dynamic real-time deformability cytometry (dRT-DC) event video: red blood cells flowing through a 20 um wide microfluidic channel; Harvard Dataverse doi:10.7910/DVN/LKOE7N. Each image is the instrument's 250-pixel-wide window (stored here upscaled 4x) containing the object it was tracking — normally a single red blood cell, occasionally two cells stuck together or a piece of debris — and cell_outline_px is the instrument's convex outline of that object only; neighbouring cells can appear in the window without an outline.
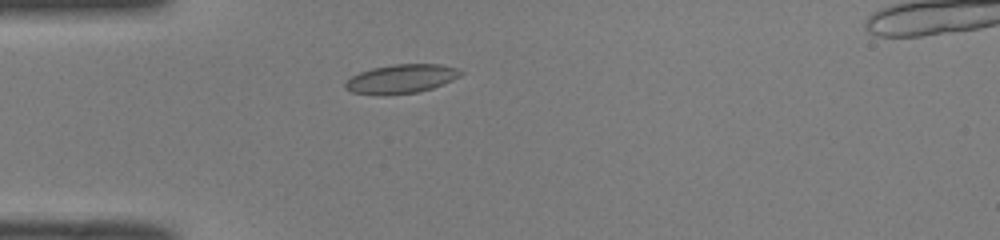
{"species": "common noctule bat (a hibernating species)", "species_latin": "Nyctalus noctula", "temperature_condition": "room temperature", "stored_images_in_passage": 37, "camera_frame_rate_fps": 3000, "um_per_image_px": 0.085, "animal": {"sex": "male", "body_mass_g": 19.0, "forearm_length_mm": 50.8}, "frame": {"image": 1, "passage_image": 1, "time_ms": 0.0, "image_size_px": [1000, 240], "cell_outline_px": [[464, 72], [460, 76], [452, 80], [432, 88], [416, 92], [352, 92], [344, 88], [344, 84], [352, 76], [360, 72], [372, 68], [392, 64], [440, 64], [456, 68]], "centroid_in_image_um": [34.16, 6.64], "position_along_channel_um": 50.8, "area_um2": 18.55}}
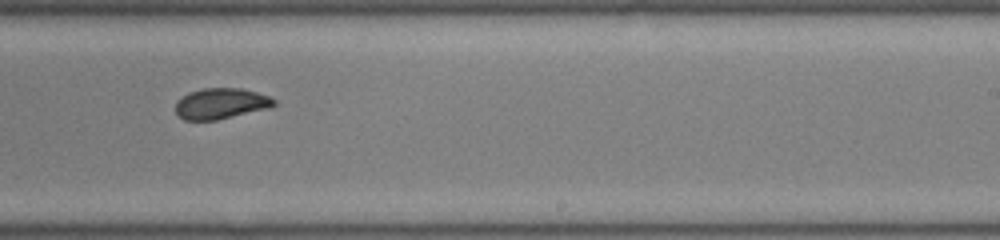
{"frame": {"image": 2, "passage_image": 18, "time_ms": 5.667, "image_size_px": [1000, 240], "cell_outline_px": [[276, 104], [268, 108], [216, 120], [184, 120], [176, 112], [176, 100], [188, 92], [204, 88], [240, 88], [256, 92], [268, 96], [276, 100]], "centroid_in_image_um": [18.75, 8.79], "position_along_channel_um": 270.2, "area_um2": 17.57}}
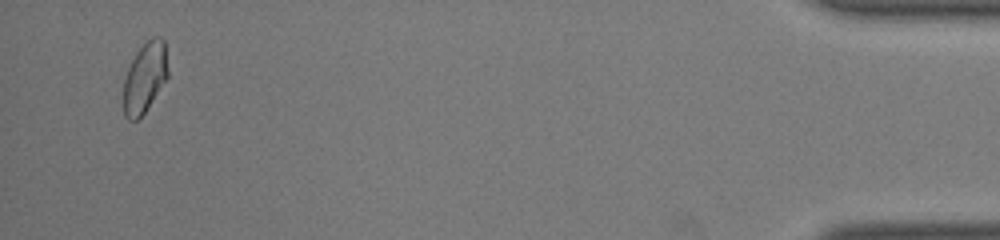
{"frame": {"image": 3, "passage_image": 35, "time_ms": 11.333, "image_size_px": [1000, 240], "cell_outline_px": [[168, 76], [144, 112], [136, 120], [128, 120], [124, 116], [124, 80], [128, 68], [136, 52], [152, 36], [160, 36], [164, 40], [168, 68]], "centroid_in_image_um": [12.31, 6.56], "position_along_channel_um": 422.9, "area_um2": 17.92}, "authors_computed_cell_mechanics": {"area_um2": 18.2648, "velocity_mm_per_s": 4.0802, "shape_relaxation_time_tau1_ms": null, "shape_relaxation_time_tau2_ms": 1.2096, "deformation_change_tau1": null, "deformation_change_tau2": 0.0483}}